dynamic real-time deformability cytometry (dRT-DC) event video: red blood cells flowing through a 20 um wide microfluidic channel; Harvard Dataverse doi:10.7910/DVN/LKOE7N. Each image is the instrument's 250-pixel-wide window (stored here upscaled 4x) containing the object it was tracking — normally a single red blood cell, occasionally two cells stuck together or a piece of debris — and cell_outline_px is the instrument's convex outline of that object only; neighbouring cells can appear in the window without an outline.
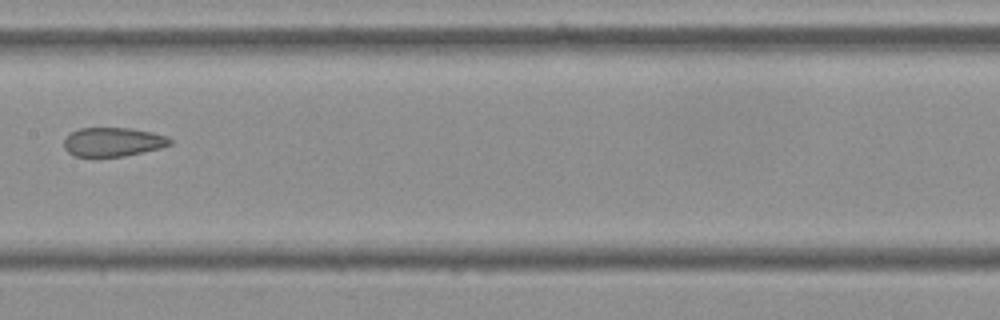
{"species": "Egyptian fruit bat (a non-hibernating species)", "species_latin": "Rousettus aegyptiacus", "temperature_condition": "cold", "stored_images_in_passage": 13, "camera_frame_rate_fps": 3000, "um_per_image_px": 0.085, "frame": {"image": 1, "passage_image": 6, "time_ms": 1.667, "image_size_px": [1000, 320], "cell_outline_px": [[172, 144], [160, 148], [124, 156], [72, 156], [64, 148], [64, 140], [72, 132], [80, 128], [128, 128], [152, 132], [168, 136], [172, 140]], "centroid_in_image_um": [9.62, 12.06], "position_along_channel_um": 197.8, "area_um2": 17.8}}
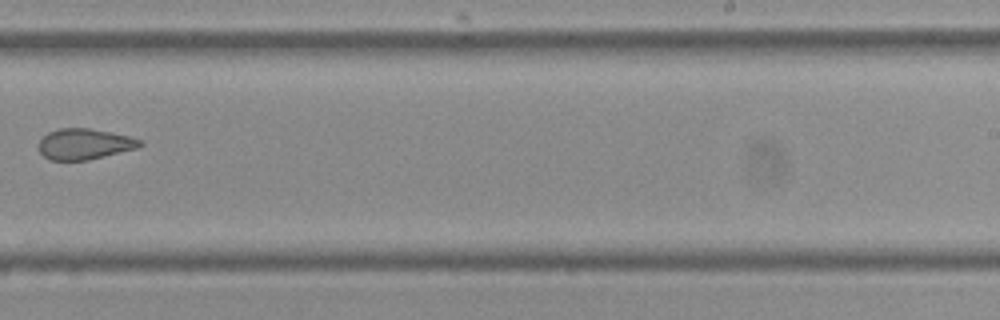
{"frame": {"image": 2, "passage_image": 8, "time_ms": 2.333, "image_size_px": [1000, 320], "cell_outline_px": [[144, 144], [136, 148], [88, 160], [48, 160], [40, 152], [40, 140], [48, 132], [60, 128], [88, 128], [128, 136], [144, 140]], "centroid_in_image_um": [7.19, 12.24], "position_along_channel_um": 281.8, "area_um2": 17.98}}
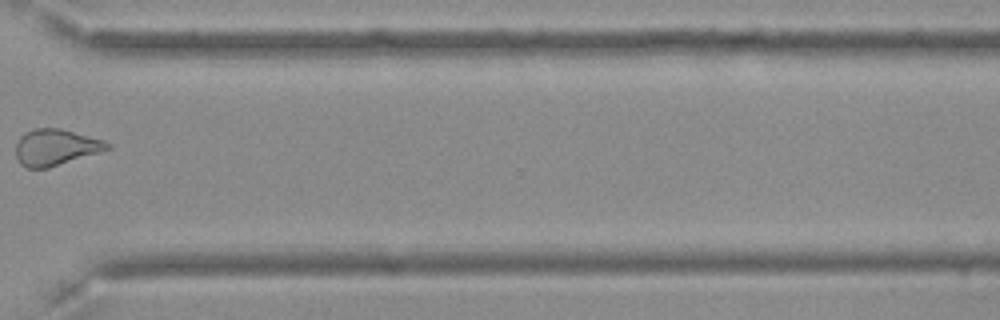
{"frame": {"image": 3, "passage_image": 10, "time_ms": 3.0, "image_size_px": [1000, 320], "cell_outline_px": [[112, 148], [100, 152], [48, 168], [28, 168], [20, 164], [16, 156], [16, 144], [20, 136], [24, 132], [32, 128], [60, 128], [104, 140], [112, 144]], "centroid_in_image_um": [4.73, 12.51], "position_along_channel_um": 365.9, "area_um2": 19.48}}